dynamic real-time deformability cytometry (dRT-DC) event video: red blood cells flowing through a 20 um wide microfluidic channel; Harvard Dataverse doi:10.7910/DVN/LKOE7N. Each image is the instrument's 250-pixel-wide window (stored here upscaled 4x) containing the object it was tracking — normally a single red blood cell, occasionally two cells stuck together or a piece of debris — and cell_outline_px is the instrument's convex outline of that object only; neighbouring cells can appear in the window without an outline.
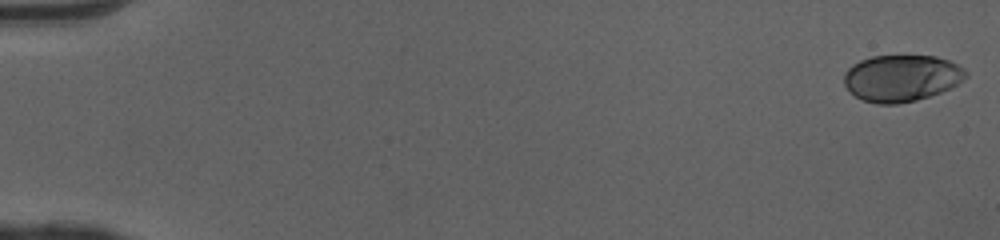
{"species": "human", "species_latin": "Homo sapiens", "temperature_condition": "cold", "stored_images_in_passage": 51, "camera_frame_rate_fps": 3000, "um_per_image_px": 0.085, "donor": {"sex": "female"}, "frame": {"image": 1, "passage_image": 1, "time_ms": 0.0, "image_size_px": [1000, 240], "cell_outline_px": [[968, 76], [956, 84], [940, 92], [916, 100], [896, 104], [876, 104], [864, 100], [856, 96], [844, 84], [844, 72], [852, 64], [860, 60], [872, 56], [936, 56], [948, 60], [964, 68], [968, 72]], "centroid_in_image_um": [76.62, 6.63], "position_along_channel_um": 8.4, "area_um2": 32.95}}
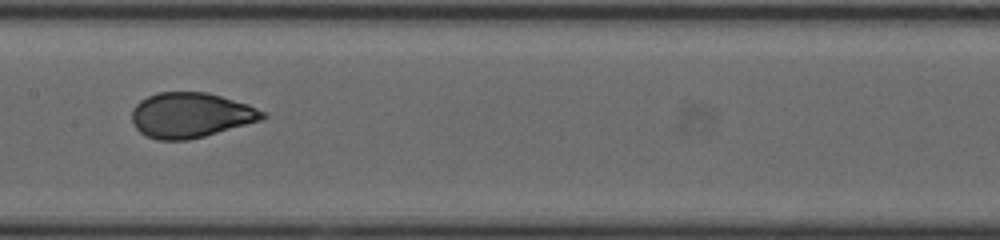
{"frame": {"image": 2, "passage_image": 27, "time_ms": 8.667, "image_size_px": [1000, 240], "cell_outline_px": [[268, 116], [264, 120], [204, 136], [188, 140], [156, 140], [140, 132], [136, 128], [132, 120], [132, 108], [140, 100], [156, 92], [208, 92], [248, 104], [268, 112]], "centroid_in_image_um": [16.25, 9.78], "position_along_channel_um": 191.1, "area_um2": 34.68}}
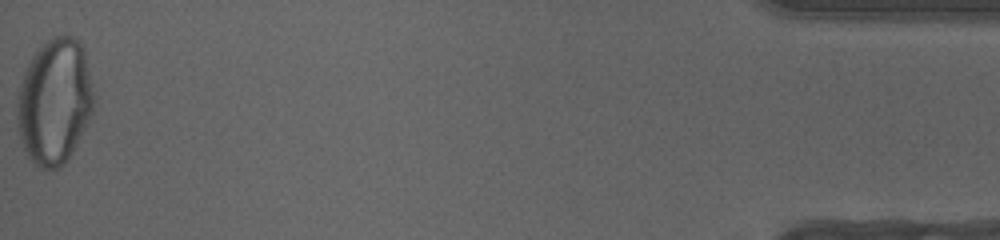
{"frame": {"image": 3, "passage_image": 51, "time_ms": 16.667, "image_size_px": [1000, 240], "cell_outline_px": [[96, 96], [92, 112], [72, 152], [60, 168], [40, 168], [32, 164], [24, 148], [16, 128], [16, 100], [20, 84], [24, 72], [32, 56], [52, 36], [72, 36], [84, 44]], "centroid_in_image_um": [4.64, 8.61], "position_along_channel_um": 430.6, "area_um2": 56.82}, "authors_computed_cell_mechanics": {"area_um2": 34.0442, "velocity_mm_per_s": 4.0928, "shape_relaxation_time_tau1_ms": 4.7105, "shape_relaxation_time_tau2_ms": null, "deformation_change_tau1": 0.1841, "deformation_change_tau2": null}}